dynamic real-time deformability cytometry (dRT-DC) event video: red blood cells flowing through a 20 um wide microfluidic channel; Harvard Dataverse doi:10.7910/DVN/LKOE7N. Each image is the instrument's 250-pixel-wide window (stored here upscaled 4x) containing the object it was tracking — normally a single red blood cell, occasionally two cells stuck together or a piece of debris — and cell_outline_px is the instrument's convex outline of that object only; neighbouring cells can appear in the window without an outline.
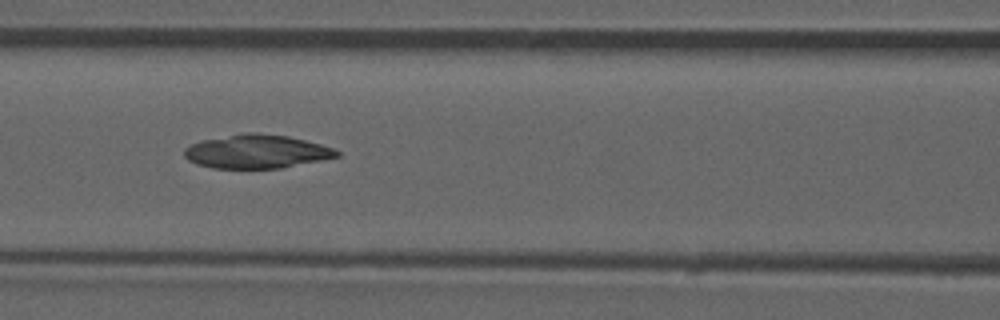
{"species": "common noctule bat (a hibernating species)", "species_latin": "Nyctalus noctula", "temperature_condition": "room temperature", "stored_images_in_passage": 51, "camera_frame_rate_fps": 3000, "um_per_image_px": 0.085, "animal": {"sex": "male", "forearm_length_mm": 52.5}, "frame": {"image": 1, "passage_image": 22, "time_ms": 7.0, "image_size_px": [1000, 320], "cell_outline_px": [[340, 156], [280, 168], [212, 168], [196, 164], [188, 160], [184, 156], [184, 148], [200, 140], [248, 132], [256, 132], [288, 136], [320, 144], [332, 148], [340, 152]], "centroid_in_image_um": [21.78, 12.88], "position_along_channel_um": 144.8, "area_um2": 29.77}}